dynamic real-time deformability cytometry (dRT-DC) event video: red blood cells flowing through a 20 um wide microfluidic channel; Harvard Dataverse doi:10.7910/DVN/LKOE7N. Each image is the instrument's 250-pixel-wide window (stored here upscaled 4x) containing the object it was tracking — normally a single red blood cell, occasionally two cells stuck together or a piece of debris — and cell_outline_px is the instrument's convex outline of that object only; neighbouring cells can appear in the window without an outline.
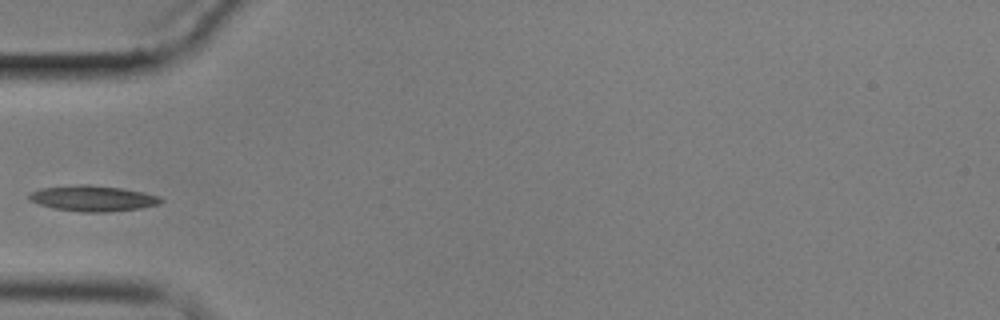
{"species": "common noctule bat (a hibernating species)", "species_latin": "Nyctalus noctula", "temperature_condition": "cold", "stored_images_in_passage": 4, "camera_frame_rate_fps": 3000, "um_per_image_px": 0.085, "animal": {"sex": "male", "body_mass_g": 17.9}, "frame": {"image": 1, "passage_image": 4, "time_ms": 4.333, "image_size_px": [1000, 320], "cell_outline_px": [[164, 200], [160, 204], [140, 208], [108, 212], [80, 212], [56, 208], [40, 204], [28, 200], [28, 192], [40, 188], [76, 184], [88, 184], [120, 188], [144, 192], [160, 196]], "centroid_in_image_um": [7.88, 16.85], "position_along_channel_um": 77.1, "area_um2": 19.88}}